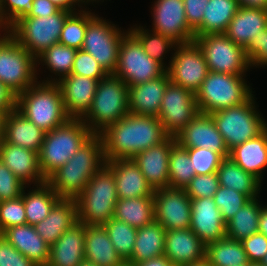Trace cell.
Wrapping results in <instances>:
<instances>
[{"label": "cell", "mask_w": 267, "mask_h": 266, "mask_svg": "<svg viewBox=\"0 0 267 266\" xmlns=\"http://www.w3.org/2000/svg\"><path fill=\"white\" fill-rule=\"evenodd\" d=\"M2 139L10 144L40 152L46 132L27 119L16 108L0 119Z\"/></svg>", "instance_id": "24"}, {"label": "cell", "mask_w": 267, "mask_h": 266, "mask_svg": "<svg viewBox=\"0 0 267 266\" xmlns=\"http://www.w3.org/2000/svg\"><path fill=\"white\" fill-rule=\"evenodd\" d=\"M2 236L37 266L47 265L50 245L39 236L34 225L24 224L10 227L2 233Z\"/></svg>", "instance_id": "29"}, {"label": "cell", "mask_w": 267, "mask_h": 266, "mask_svg": "<svg viewBox=\"0 0 267 266\" xmlns=\"http://www.w3.org/2000/svg\"><path fill=\"white\" fill-rule=\"evenodd\" d=\"M195 175L187 148L176 142L169 153V187L185 189Z\"/></svg>", "instance_id": "42"}, {"label": "cell", "mask_w": 267, "mask_h": 266, "mask_svg": "<svg viewBox=\"0 0 267 266\" xmlns=\"http://www.w3.org/2000/svg\"><path fill=\"white\" fill-rule=\"evenodd\" d=\"M146 27V25L143 27L139 24V26L133 25L128 30L139 40L144 52L167 70L170 64H167L163 59L170 51L174 52L177 43L171 38Z\"/></svg>", "instance_id": "41"}, {"label": "cell", "mask_w": 267, "mask_h": 266, "mask_svg": "<svg viewBox=\"0 0 267 266\" xmlns=\"http://www.w3.org/2000/svg\"><path fill=\"white\" fill-rule=\"evenodd\" d=\"M184 148H205L229 157V150L210 114L199 113L175 136Z\"/></svg>", "instance_id": "18"}, {"label": "cell", "mask_w": 267, "mask_h": 266, "mask_svg": "<svg viewBox=\"0 0 267 266\" xmlns=\"http://www.w3.org/2000/svg\"><path fill=\"white\" fill-rule=\"evenodd\" d=\"M209 0H183L186 19L189 27L194 31L201 23L205 7Z\"/></svg>", "instance_id": "55"}, {"label": "cell", "mask_w": 267, "mask_h": 266, "mask_svg": "<svg viewBox=\"0 0 267 266\" xmlns=\"http://www.w3.org/2000/svg\"><path fill=\"white\" fill-rule=\"evenodd\" d=\"M77 221L75 199L61 198L51 209L48 216L34 225L39 236L48 244H54L59 237Z\"/></svg>", "instance_id": "30"}, {"label": "cell", "mask_w": 267, "mask_h": 266, "mask_svg": "<svg viewBox=\"0 0 267 266\" xmlns=\"http://www.w3.org/2000/svg\"><path fill=\"white\" fill-rule=\"evenodd\" d=\"M59 8L49 0H34L32 9L25 17H42L55 14Z\"/></svg>", "instance_id": "57"}, {"label": "cell", "mask_w": 267, "mask_h": 266, "mask_svg": "<svg viewBox=\"0 0 267 266\" xmlns=\"http://www.w3.org/2000/svg\"><path fill=\"white\" fill-rule=\"evenodd\" d=\"M175 136L138 153L133 160L154 190L169 187V153Z\"/></svg>", "instance_id": "21"}, {"label": "cell", "mask_w": 267, "mask_h": 266, "mask_svg": "<svg viewBox=\"0 0 267 266\" xmlns=\"http://www.w3.org/2000/svg\"><path fill=\"white\" fill-rule=\"evenodd\" d=\"M113 172L118 199L153 196L155 190L133 159L106 160Z\"/></svg>", "instance_id": "25"}, {"label": "cell", "mask_w": 267, "mask_h": 266, "mask_svg": "<svg viewBox=\"0 0 267 266\" xmlns=\"http://www.w3.org/2000/svg\"><path fill=\"white\" fill-rule=\"evenodd\" d=\"M196 175L216 173L224 157L205 148H187Z\"/></svg>", "instance_id": "47"}, {"label": "cell", "mask_w": 267, "mask_h": 266, "mask_svg": "<svg viewBox=\"0 0 267 266\" xmlns=\"http://www.w3.org/2000/svg\"><path fill=\"white\" fill-rule=\"evenodd\" d=\"M106 163L100 135H93L46 180L60 198L75 199Z\"/></svg>", "instance_id": "2"}, {"label": "cell", "mask_w": 267, "mask_h": 266, "mask_svg": "<svg viewBox=\"0 0 267 266\" xmlns=\"http://www.w3.org/2000/svg\"><path fill=\"white\" fill-rule=\"evenodd\" d=\"M119 266H133V264L132 263H129V262H127V261H124L121 265H119Z\"/></svg>", "instance_id": "67"}, {"label": "cell", "mask_w": 267, "mask_h": 266, "mask_svg": "<svg viewBox=\"0 0 267 266\" xmlns=\"http://www.w3.org/2000/svg\"><path fill=\"white\" fill-rule=\"evenodd\" d=\"M57 84L62 93L67 116L73 119H82L92 105L98 80L70 74L61 78Z\"/></svg>", "instance_id": "20"}, {"label": "cell", "mask_w": 267, "mask_h": 266, "mask_svg": "<svg viewBox=\"0 0 267 266\" xmlns=\"http://www.w3.org/2000/svg\"><path fill=\"white\" fill-rule=\"evenodd\" d=\"M16 109L46 133L70 119L64 109L59 85L55 82L37 81L18 94Z\"/></svg>", "instance_id": "3"}, {"label": "cell", "mask_w": 267, "mask_h": 266, "mask_svg": "<svg viewBox=\"0 0 267 266\" xmlns=\"http://www.w3.org/2000/svg\"><path fill=\"white\" fill-rule=\"evenodd\" d=\"M241 266H250V263L249 264H244V265H241Z\"/></svg>", "instance_id": "70"}, {"label": "cell", "mask_w": 267, "mask_h": 266, "mask_svg": "<svg viewBox=\"0 0 267 266\" xmlns=\"http://www.w3.org/2000/svg\"><path fill=\"white\" fill-rule=\"evenodd\" d=\"M229 157L262 183L267 169V128L257 137L230 149Z\"/></svg>", "instance_id": "28"}, {"label": "cell", "mask_w": 267, "mask_h": 266, "mask_svg": "<svg viewBox=\"0 0 267 266\" xmlns=\"http://www.w3.org/2000/svg\"><path fill=\"white\" fill-rule=\"evenodd\" d=\"M71 74L87 76L98 81L104 79L108 75L92 55L81 49L77 50Z\"/></svg>", "instance_id": "49"}, {"label": "cell", "mask_w": 267, "mask_h": 266, "mask_svg": "<svg viewBox=\"0 0 267 266\" xmlns=\"http://www.w3.org/2000/svg\"><path fill=\"white\" fill-rule=\"evenodd\" d=\"M238 8L237 0H209L194 35L224 33Z\"/></svg>", "instance_id": "36"}, {"label": "cell", "mask_w": 267, "mask_h": 266, "mask_svg": "<svg viewBox=\"0 0 267 266\" xmlns=\"http://www.w3.org/2000/svg\"><path fill=\"white\" fill-rule=\"evenodd\" d=\"M247 76L209 71L195 93L199 113L211 114L245 103L254 94Z\"/></svg>", "instance_id": "7"}, {"label": "cell", "mask_w": 267, "mask_h": 266, "mask_svg": "<svg viewBox=\"0 0 267 266\" xmlns=\"http://www.w3.org/2000/svg\"><path fill=\"white\" fill-rule=\"evenodd\" d=\"M0 160L25 185H39L46 182L39 165V153L5 142H0Z\"/></svg>", "instance_id": "22"}, {"label": "cell", "mask_w": 267, "mask_h": 266, "mask_svg": "<svg viewBox=\"0 0 267 266\" xmlns=\"http://www.w3.org/2000/svg\"><path fill=\"white\" fill-rule=\"evenodd\" d=\"M260 197L250 199L226 222V237L242 241L259 230V215L263 208Z\"/></svg>", "instance_id": "38"}, {"label": "cell", "mask_w": 267, "mask_h": 266, "mask_svg": "<svg viewBox=\"0 0 267 266\" xmlns=\"http://www.w3.org/2000/svg\"><path fill=\"white\" fill-rule=\"evenodd\" d=\"M185 266H211V265L209 264V262L206 259H204L200 262L192 263V264L185 265Z\"/></svg>", "instance_id": "64"}, {"label": "cell", "mask_w": 267, "mask_h": 266, "mask_svg": "<svg viewBox=\"0 0 267 266\" xmlns=\"http://www.w3.org/2000/svg\"><path fill=\"white\" fill-rule=\"evenodd\" d=\"M133 266H173L172 262L165 256H159L133 264Z\"/></svg>", "instance_id": "59"}, {"label": "cell", "mask_w": 267, "mask_h": 266, "mask_svg": "<svg viewBox=\"0 0 267 266\" xmlns=\"http://www.w3.org/2000/svg\"><path fill=\"white\" fill-rule=\"evenodd\" d=\"M199 114L195 94L177 84L168 83L157 118L170 136H176Z\"/></svg>", "instance_id": "15"}, {"label": "cell", "mask_w": 267, "mask_h": 266, "mask_svg": "<svg viewBox=\"0 0 267 266\" xmlns=\"http://www.w3.org/2000/svg\"><path fill=\"white\" fill-rule=\"evenodd\" d=\"M206 260L211 266H241L250 263L242 242L228 237L206 245Z\"/></svg>", "instance_id": "40"}, {"label": "cell", "mask_w": 267, "mask_h": 266, "mask_svg": "<svg viewBox=\"0 0 267 266\" xmlns=\"http://www.w3.org/2000/svg\"><path fill=\"white\" fill-rule=\"evenodd\" d=\"M94 134L81 119H68L63 125L45 134L39 152V165L47 179L63 166Z\"/></svg>", "instance_id": "6"}, {"label": "cell", "mask_w": 267, "mask_h": 266, "mask_svg": "<svg viewBox=\"0 0 267 266\" xmlns=\"http://www.w3.org/2000/svg\"><path fill=\"white\" fill-rule=\"evenodd\" d=\"M129 113L128 85L108 74L98 81L92 105L81 120L93 134L99 135Z\"/></svg>", "instance_id": "5"}, {"label": "cell", "mask_w": 267, "mask_h": 266, "mask_svg": "<svg viewBox=\"0 0 267 266\" xmlns=\"http://www.w3.org/2000/svg\"><path fill=\"white\" fill-rule=\"evenodd\" d=\"M216 173L220 186L245 194L250 199L259 197L262 191V183L252 174L245 172L230 157L222 160Z\"/></svg>", "instance_id": "35"}, {"label": "cell", "mask_w": 267, "mask_h": 266, "mask_svg": "<svg viewBox=\"0 0 267 266\" xmlns=\"http://www.w3.org/2000/svg\"><path fill=\"white\" fill-rule=\"evenodd\" d=\"M165 72L166 69L150 58L139 40L128 31L121 40L118 64L113 75L132 86L156 79Z\"/></svg>", "instance_id": "13"}, {"label": "cell", "mask_w": 267, "mask_h": 266, "mask_svg": "<svg viewBox=\"0 0 267 266\" xmlns=\"http://www.w3.org/2000/svg\"><path fill=\"white\" fill-rule=\"evenodd\" d=\"M85 259L98 266H119L124 260L115 250L103 225H85Z\"/></svg>", "instance_id": "32"}, {"label": "cell", "mask_w": 267, "mask_h": 266, "mask_svg": "<svg viewBox=\"0 0 267 266\" xmlns=\"http://www.w3.org/2000/svg\"><path fill=\"white\" fill-rule=\"evenodd\" d=\"M61 10L75 13L84 9L79 0H49ZM78 7V8H77ZM77 10V11H76Z\"/></svg>", "instance_id": "58"}, {"label": "cell", "mask_w": 267, "mask_h": 266, "mask_svg": "<svg viewBox=\"0 0 267 266\" xmlns=\"http://www.w3.org/2000/svg\"><path fill=\"white\" fill-rule=\"evenodd\" d=\"M171 54L166 70L170 81L195 94L209 72L200 47L195 41L177 44Z\"/></svg>", "instance_id": "14"}, {"label": "cell", "mask_w": 267, "mask_h": 266, "mask_svg": "<svg viewBox=\"0 0 267 266\" xmlns=\"http://www.w3.org/2000/svg\"><path fill=\"white\" fill-rule=\"evenodd\" d=\"M164 255L173 266H185L206 259V245L190 228L168 230Z\"/></svg>", "instance_id": "23"}, {"label": "cell", "mask_w": 267, "mask_h": 266, "mask_svg": "<svg viewBox=\"0 0 267 266\" xmlns=\"http://www.w3.org/2000/svg\"><path fill=\"white\" fill-rule=\"evenodd\" d=\"M258 232L267 237V204L260 211Z\"/></svg>", "instance_id": "61"}, {"label": "cell", "mask_w": 267, "mask_h": 266, "mask_svg": "<svg viewBox=\"0 0 267 266\" xmlns=\"http://www.w3.org/2000/svg\"><path fill=\"white\" fill-rule=\"evenodd\" d=\"M169 82V74L166 71L156 79L128 86L130 113L157 117Z\"/></svg>", "instance_id": "26"}, {"label": "cell", "mask_w": 267, "mask_h": 266, "mask_svg": "<svg viewBox=\"0 0 267 266\" xmlns=\"http://www.w3.org/2000/svg\"><path fill=\"white\" fill-rule=\"evenodd\" d=\"M16 108V96L0 82V119L9 111Z\"/></svg>", "instance_id": "56"}, {"label": "cell", "mask_w": 267, "mask_h": 266, "mask_svg": "<svg viewBox=\"0 0 267 266\" xmlns=\"http://www.w3.org/2000/svg\"><path fill=\"white\" fill-rule=\"evenodd\" d=\"M77 221L87 226L104 225L113 218L118 201L112 170L104 164L75 198Z\"/></svg>", "instance_id": "4"}, {"label": "cell", "mask_w": 267, "mask_h": 266, "mask_svg": "<svg viewBox=\"0 0 267 266\" xmlns=\"http://www.w3.org/2000/svg\"><path fill=\"white\" fill-rule=\"evenodd\" d=\"M190 229L205 245L226 237V222L213 197L191 199Z\"/></svg>", "instance_id": "19"}, {"label": "cell", "mask_w": 267, "mask_h": 266, "mask_svg": "<svg viewBox=\"0 0 267 266\" xmlns=\"http://www.w3.org/2000/svg\"><path fill=\"white\" fill-rule=\"evenodd\" d=\"M242 245L250 263L261 262L267 252V237L257 232L243 239Z\"/></svg>", "instance_id": "54"}, {"label": "cell", "mask_w": 267, "mask_h": 266, "mask_svg": "<svg viewBox=\"0 0 267 266\" xmlns=\"http://www.w3.org/2000/svg\"><path fill=\"white\" fill-rule=\"evenodd\" d=\"M220 184L217 173L195 175L185 191L191 199L213 197Z\"/></svg>", "instance_id": "48"}, {"label": "cell", "mask_w": 267, "mask_h": 266, "mask_svg": "<svg viewBox=\"0 0 267 266\" xmlns=\"http://www.w3.org/2000/svg\"><path fill=\"white\" fill-rule=\"evenodd\" d=\"M267 27V11L239 7L224 34L235 44L245 47L250 40Z\"/></svg>", "instance_id": "31"}, {"label": "cell", "mask_w": 267, "mask_h": 266, "mask_svg": "<svg viewBox=\"0 0 267 266\" xmlns=\"http://www.w3.org/2000/svg\"><path fill=\"white\" fill-rule=\"evenodd\" d=\"M34 0H0V11L10 29L19 19L27 16Z\"/></svg>", "instance_id": "52"}, {"label": "cell", "mask_w": 267, "mask_h": 266, "mask_svg": "<svg viewBox=\"0 0 267 266\" xmlns=\"http://www.w3.org/2000/svg\"><path fill=\"white\" fill-rule=\"evenodd\" d=\"M255 98L253 94L241 105L210 114L228 150L257 137L267 128V120L258 110Z\"/></svg>", "instance_id": "8"}, {"label": "cell", "mask_w": 267, "mask_h": 266, "mask_svg": "<svg viewBox=\"0 0 267 266\" xmlns=\"http://www.w3.org/2000/svg\"><path fill=\"white\" fill-rule=\"evenodd\" d=\"M244 50L251 68L267 67V27L255 35Z\"/></svg>", "instance_id": "51"}, {"label": "cell", "mask_w": 267, "mask_h": 266, "mask_svg": "<svg viewBox=\"0 0 267 266\" xmlns=\"http://www.w3.org/2000/svg\"><path fill=\"white\" fill-rule=\"evenodd\" d=\"M166 230L158 222L137 229L132 255L126 260L135 264L164 255Z\"/></svg>", "instance_id": "33"}, {"label": "cell", "mask_w": 267, "mask_h": 266, "mask_svg": "<svg viewBox=\"0 0 267 266\" xmlns=\"http://www.w3.org/2000/svg\"><path fill=\"white\" fill-rule=\"evenodd\" d=\"M82 5L84 4V7L86 8L87 6H89L90 4L94 5L93 3H99V2H104V0H79ZM92 2V3H91ZM89 4V5H88ZM87 5V6H86Z\"/></svg>", "instance_id": "63"}, {"label": "cell", "mask_w": 267, "mask_h": 266, "mask_svg": "<svg viewBox=\"0 0 267 266\" xmlns=\"http://www.w3.org/2000/svg\"><path fill=\"white\" fill-rule=\"evenodd\" d=\"M239 7L256 8L267 11V0H237Z\"/></svg>", "instance_id": "60"}, {"label": "cell", "mask_w": 267, "mask_h": 266, "mask_svg": "<svg viewBox=\"0 0 267 266\" xmlns=\"http://www.w3.org/2000/svg\"><path fill=\"white\" fill-rule=\"evenodd\" d=\"M89 9L86 7L81 11L72 13L65 20L58 43L77 50L82 48L89 23Z\"/></svg>", "instance_id": "44"}, {"label": "cell", "mask_w": 267, "mask_h": 266, "mask_svg": "<svg viewBox=\"0 0 267 266\" xmlns=\"http://www.w3.org/2000/svg\"><path fill=\"white\" fill-rule=\"evenodd\" d=\"M0 32L1 33L9 32L8 24L5 22L2 14H1V11H0Z\"/></svg>", "instance_id": "62"}, {"label": "cell", "mask_w": 267, "mask_h": 266, "mask_svg": "<svg viewBox=\"0 0 267 266\" xmlns=\"http://www.w3.org/2000/svg\"><path fill=\"white\" fill-rule=\"evenodd\" d=\"M113 217L137 229L146 226L154 220V197L118 199Z\"/></svg>", "instance_id": "37"}, {"label": "cell", "mask_w": 267, "mask_h": 266, "mask_svg": "<svg viewBox=\"0 0 267 266\" xmlns=\"http://www.w3.org/2000/svg\"><path fill=\"white\" fill-rule=\"evenodd\" d=\"M85 224L77 222L50 246L46 266H78L85 259Z\"/></svg>", "instance_id": "27"}, {"label": "cell", "mask_w": 267, "mask_h": 266, "mask_svg": "<svg viewBox=\"0 0 267 266\" xmlns=\"http://www.w3.org/2000/svg\"><path fill=\"white\" fill-rule=\"evenodd\" d=\"M26 186L0 160V202L21 197Z\"/></svg>", "instance_id": "50"}, {"label": "cell", "mask_w": 267, "mask_h": 266, "mask_svg": "<svg viewBox=\"0 0 267 266\" xmlns=\"http://www.w3.org/2000/svg\"><path fill=\"white\" fill-rule=\"evenodd\" d=\"M250 266H264V265L261 264L260 262H257V263H250Z\"/></svg>", "instance_id": "68"}, {"label": "cell", "mask_w": 267, "mask_h": 266, "mask_svg": "<svg viewBox=\"0 0 267 266\" xmlns=\"http://www.w3.org/2000/svg\"><path fill=\"white\" fill-rule=\"evenodd\" d=\"M76 53L77 49L57 43L40 54L36 58L37 68L45 65L43 68L55 74V77H52L53 74L49 73V77L42 79L41 82L57 83L61 78L70 75Z\"/></svg>", "instance_id": "39"}, {"label": "cell", "mask_w": 267, "mask_h": 266, "mask_svg": "<svg viewBox=\"0 0 267 266\" xmlns=\"http://www.w3.org/2000/svg\"><path fill=\"white\" fill-rule=\"evenodd\" d=\"M207 63L208 71L246 75L251 68L244 47L235 44L224 33L195 36Z\"/></svg>", "instance_id": "12"}, {"label": "cell", "mask_w": 267, "mask_h": 266, "mask_svg": "<svg viewBox=\"0 0 267 266\" xmlns=\"http://www.w3.org/2000/svg\"><path fill=\"white\" fill-rule=\"evenodd\" d=\"M36 58L9 33H0V82L15 96L39 79Z\"/></svg>", "instance_id": "9"}, {"label": "cell", "mask_w": 267, "mask_h": 266, "mask_svg": "<svg viewBox=\"0 0 267 266\" xmlns=\"http://www.w3.org/2000/svg\"><path fill=\"white\" fill-rule=\"evenodd\" d=\"M99 135L105 160L133 159L141 151L170 136L157 117L132 113L108 126Z\"/></svg>", "instance_id": "1"}, {"label": "cell", "mask_w": 267, "mask_h": 266, "mask_svg": "<svg viewBox=\"0 0 267 266\" xmlns=\"http://www.w3.org/2000/svg\"><path fill=\"white\" fill-rule=\"evenodd\" d=\"M27 224L22 197L0 202V234L13 226Z\"/></svg>", "instance_id": "46"}, {"label": "cell", "mask_w": 267, "mask_h": 266, "mask_svg": "<svg viewBox=\"0 0 267 266\" xmlns=\"http://www.w3.org/2000/svg\"><path fill=\"white\" fill-rule=\"evenodd\" d=\"M260 263L263 264L264 266H267V252Z\"/></svg>", "instance_id": "66"}, {"label": "cell", "mask_w": 267, "mask_h": 266, "mask_svg": "<svg viewBox=\"0 0 267 266\" xmlns=\"http://www.w3.org/2000/svg\"><path fill=\"white\" fill-rule=\"evenodd\" d=\"M2 140V128H0V142Z\"/></svg>", "instance_id": "69"}, {"label": "cell", "mask_w": 267, "mask_h": 266, "mask_svg": "<svg viewBox=\"0 0 267 266\" xmlns=\"http://www.w3.org/2000/svg\"><path fill=\"white\" fill-rule=\"evenodd\" d=\"M214 202L222 213L223 219L227 222L242 208L250 198L228 187L219 186L213 196Z\"/></svg>", "instance_id": "45"}, {"label": "cell", "mask_w": 267, "mask_h": 266, "mask_svg": "<svg viewBox=\"0 0 267 266\" xmlns=\"http://www.w3.org/2000/svg\"><path fill=\"white\" fill-rule=\"evenodd\" d=\"M151 5L153 31L177 44L194 41V31L188 25L183 0H155Z\"/></svg>", "instance_id": "17"}, {"label": "cell", "mask_w": 267, "mask_h": 266, "mask_svg": "<svg viewBox=\"0 0 267 266\" xmlns=\"http://www.w3.org/2000/svg\"><path fill=\"white\" fill-rule=\"evenodd\" d=\"M78 266H98L91 261L84 259Z\"/></svg>", "instance_id": "65"}, {"label": "cell", "mask_w": 267, "mask_h": 266, "mask_svg": "<svg viewBox=\"0 0 267 266\" xmlns=\"http://www.w3.org/2000/svg\"><path fill=\"white\" fill-rule=\"evenodd\" d=\"M103 226L106 229L115 250L122 259L126 261L132 255L137 228L114 217L107 221Z\"/></svg>", "instance_id": "43"}, {"label": "cell", "mask_w": 267, "mask_h": 266, "mask_svg": "<svg viewBox=\"0 0 267 266\" xmlns=\"http://www.w3.org/2000/svg\"><path fill=\"white\" fill-rule=\"evenodd\" d=\"M71 14V12L59 9L50 16L23 17L9 29V33L37 58L45 50L59 42L65 20Z\"/></svg>", "instance_id": "10"}, {"label": "cell", "mask_w": 267, "mask_h": 266, "mask_svg": "<svg viewBox=\"0 0 267 266\" xmlns=\"http://www.w3.org/2000/svg\"><path fill=\"white\" fill-rule=\"evenodd\" d=\"M91 11L81 50L92 55L108 74H113L118 64L121 40L129 30L124 31Z\"/></svg>", "instance_id": "11"}, {"label": "cell", "mask_w": 267, "mask_h": 266, "mask_svg": "<svg viewBox=\"0 0 267 266\" xmlns=\"http://www.w3.org/2000/svg\"><path fill=\"white\" fill-rule=\"evenodd\" d=\"M153 197L154 220L166 231L190 228L191 198L185 189L159 188Z\"/></svg>", "instance_id": "16"}, {"label": "cell", "mask_w": 267, "mask_h": 266, "mask_svg": "<svg viewBox=\"0 0 267 266\" xmlns=\"http://www.w3.org/2000/svg\"><path fill=\"white\" fill-rule=\"evenodd\" d=\"M32 186V188L26 186L21 196L29 225H35L45 219L53 206L61 199L47 182Z\"/></svg>", "instance_id": "34"}, {"label": "cell", "mask_w": 267, "mask_h": 266, "mask_svg": "<svg viewBox=\"0 0 267 266\" xmlns=\"http://www.w3.org/2000/svg\"><path fill=\"white\" fill-rule=\"evenodd\" d=\"M0 266H37L0 234Z\"/></svg>", "instance_id": "53"}]
</instances>
